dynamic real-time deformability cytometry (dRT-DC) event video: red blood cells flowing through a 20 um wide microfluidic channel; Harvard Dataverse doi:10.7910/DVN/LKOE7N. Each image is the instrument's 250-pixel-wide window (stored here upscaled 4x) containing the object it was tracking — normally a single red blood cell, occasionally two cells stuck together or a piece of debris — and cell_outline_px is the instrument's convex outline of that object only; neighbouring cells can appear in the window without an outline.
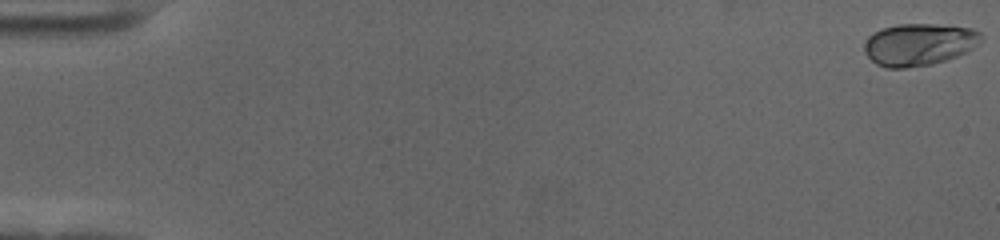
{"species": "human", "species_latin": "Homo sapiens", "temperature_condition": "cold", "stored_images_in_passage": 59, "camera_frame_rate_fps": 3000, "um_per_image_px": 0.085, "donor": {"sex": "female"}, "frame": {"image": 1, "passage_image": 1, "time_ms": 0.0, "image_size_px": [1000, 240], "cell_outline_px": [[984, 36], [980, 44], [968, 52], [932, 64], [904, 68], [884, 68], [876, 64], [864, 52], [864, 44], [868, 36], [884, 28], [900, 24], [936, 24], [972, 28], [980, 32]], "centroid_in_image_um": [78.15, 3.78], "position_along_channel_um": 6.8, "area_um2": 28.84}}
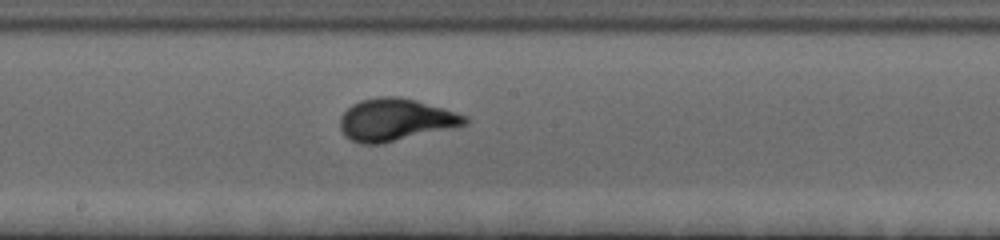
{"frame": {"image": 2, "passage_image": 33, "time_ms": 10.667, "image_size_px": [1000, 240], "cell_outline_px": [[468, 124], [452, 128], [380, 144], [360, 144], [344, 136], [340, 128], [340, 116], [352, 104], [360, 100], [376, 96], [396, 96], [416, 100], [444, 108], [468, 116]], "centroid_in_image_um": [33.6, 10.17], "position_along_channel_um": 214.6, "area_um2": 30.87}}
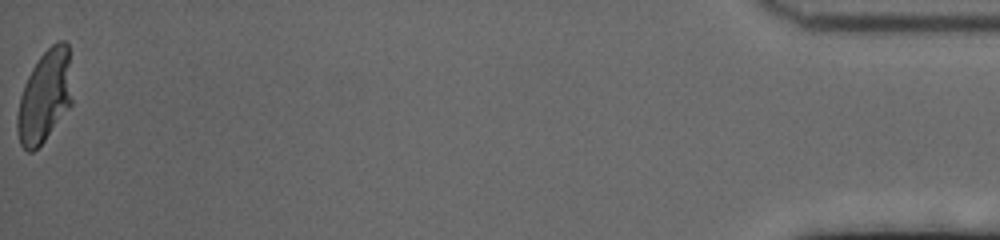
{"frame": {"image": 3, "passage_image": 59, "time_ms": 19.333, "image_size_px": [1000, 240], "cell_outline_px": [[72, 104], [44, 140], [32, 152], [28, 152], [20, 144], [16, 128], [16, 116], [20, 96], [24, 84], [32, 68], [40, 56], [52, 44], [60, 40], [64, 40], [68, 44], [72, 100]], "centroid_in_image_um": [3.79, 8.19], "position_along_channel_um": 431.4, "area_um2": 29.36}, "authors_computed_cell_mechanics": {"area_um2": 28.9, "velocity_mm_per_s": 3.5388, "shape_relaxation_time_tau1_ms": 3.4303, "shape_relaxation_time_tau2_ms": null, "deformation_change_tau1": 0.1833, "deformation_change_tau2": null}}